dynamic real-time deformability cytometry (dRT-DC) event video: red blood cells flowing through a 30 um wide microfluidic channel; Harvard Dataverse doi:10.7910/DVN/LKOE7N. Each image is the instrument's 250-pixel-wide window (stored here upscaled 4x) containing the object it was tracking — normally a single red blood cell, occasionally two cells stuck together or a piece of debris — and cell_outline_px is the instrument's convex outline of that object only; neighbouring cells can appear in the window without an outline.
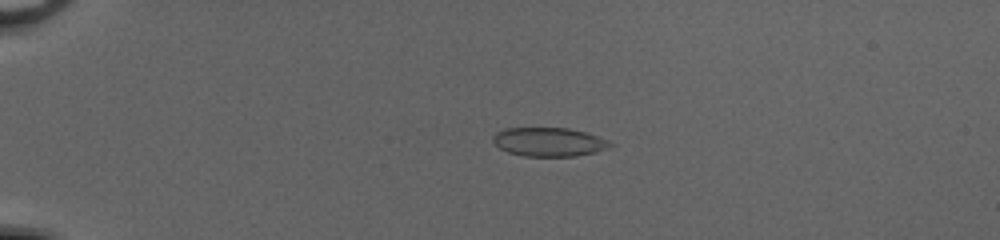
{"species": "common noctule bat (a hibernating species)", "species_latin": "Nyctalus noctula", "temperature_condition": "cold", "stored_images_in_passage": 42, "camera_frame_rate_fps": 3000, "um_per_image_px": 0.085, "animal": {"sex": "female", "body_mass_g": 20.0, "forearm_length_mm": 54.0}, "frame": {"image": 1, "passage_image": 4, "time_ms": 1.0, "image_size_px": [1000, 240], "cell_outline_px": [[616, 144], [612, 148], [596, 152], [576, 156], [524, 156], [508, 152], [500, 148], [492, 140], [492, 136], [496, 132], [504, 128], [568, 128], [584, 132], [608, 140]], "centroid_in_image_um": [46.69, 12.07], "position_along_channel_um": 38.3, "area_um2": 19.83}}
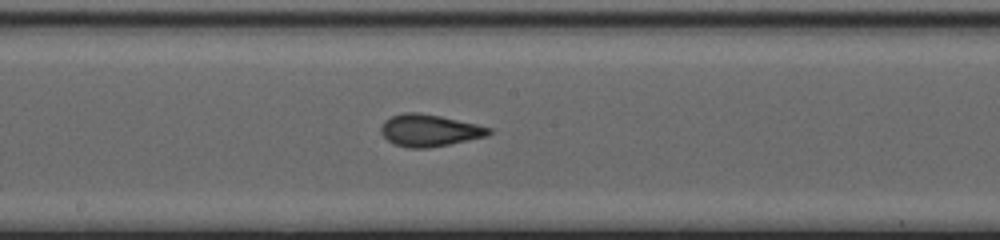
{"frame": {"image": 2, "passage_image": 21, "time_ms": 6.667, "image_size_px": [1000, 240], "cell_outline_px": [[492, 132], [488, 136], [428, 148], [408, 148], [392, 144], [380, 132], [380, 128], [384, 120], [392, 116], [404, 112], [416, 112], [440, 116], [476, 124], [492, 128]], "centroid_in_image_um": [36.48, 11.09], "position_along_channel_um": 211.7, "area_um2": 20.11}}
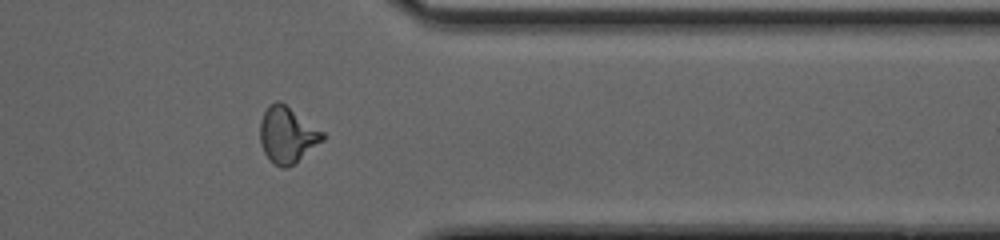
{"frame": {"image": 3, "passage_image": 34, "time_ms": 11.0, "image_size_px": [1000, 240], "cell_outline_px": [[324, 140], [288, 168], [280, 168], [264, 152], [260, 144], [260, 120], [268, 104], [276, 100], [280, 100], [324, 132]], "centroid_in_image_um": [24.4, 11.44], "position_along_channel_um": 387.0, "area_um2": 20.4}, "authors_computed_cell_mechanics": {"area_um2": 19.7098, "velocity_mm_per_s": 4.1686, "shape_relaxation_time_tau1_ms": 5.8242, "shape_relaxation_time_tau2_ms": 0.7555, "deformation_change_tau1": 0.1754, "deformation_change_tau2": 0.0713}}